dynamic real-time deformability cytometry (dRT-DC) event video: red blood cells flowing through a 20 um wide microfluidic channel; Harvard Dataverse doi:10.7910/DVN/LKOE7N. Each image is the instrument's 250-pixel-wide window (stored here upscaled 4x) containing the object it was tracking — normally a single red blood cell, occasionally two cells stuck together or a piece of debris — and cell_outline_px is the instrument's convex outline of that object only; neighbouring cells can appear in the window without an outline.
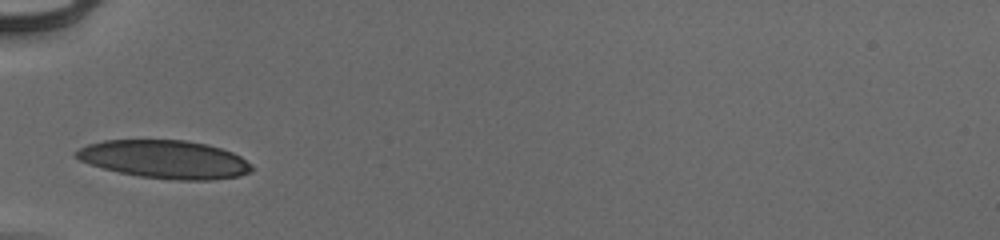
{"species": "human", "species_latin": "Homo sapiens", "temperature_condition": "cold", "stored_images_in_passage": 6, "camera_frame_rate_fps": 3000, "um_per_image_px": 0.085, "donor": {"sex": "male"}, "frame": {"image": 1, "passage_image": 1, "time_ms": 0.0, "image_size_px": [1000, 240], "cell_outline_px": [[252, 172], [240, 176], [212, 180], [176, 180], [140, 176], [120, 172], [104, 168], [80, 160], [72, 156], [72, 152], [88, 144], [104, 140], [184, 140], [208, 144], [232, 152], [240, 156], [252, 168]], "centroid_in_image_um": [13.99, 13.54], "position_along_channel_um": 71.0, "area_um2": 38.9}}